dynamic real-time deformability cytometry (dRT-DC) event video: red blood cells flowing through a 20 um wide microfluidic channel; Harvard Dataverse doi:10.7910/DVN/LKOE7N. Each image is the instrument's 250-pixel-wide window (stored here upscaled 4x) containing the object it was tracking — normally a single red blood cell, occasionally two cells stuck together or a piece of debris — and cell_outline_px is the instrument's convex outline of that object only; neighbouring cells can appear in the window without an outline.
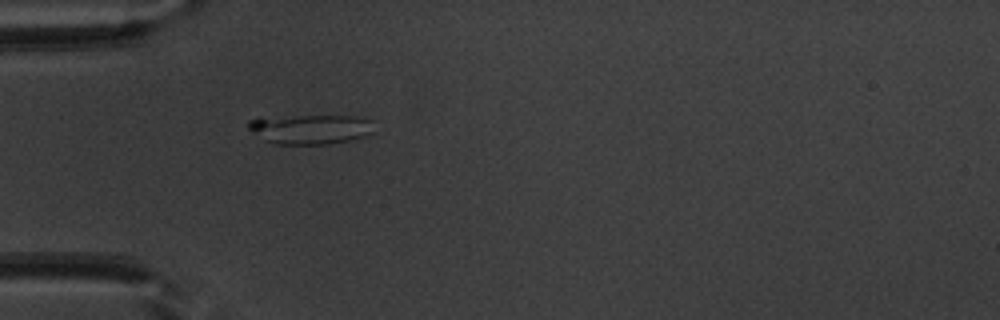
{"species": "common noctule bat (a hibernating species)", "species_latin": "Nyctalus noctula", "temperature_condition": "warm", "stored_images_in_passage": 4, "camera_frame_rate_fps": 3000, "um_per_image_px": 0.085, "animal": {"sex": "male", "body_mass_g": 20.1, "forearm_length_mm": 53.5}, "frame": {"image": 1, "passage_image": 1, "time_ms": 0.0, "image_size_px": [1000, 320], "cell_outline_px": [[372, 132], [364, 136], [348, 140], [328, 144], [276, 144], [264, 140], [252, 132], [248, 128], [248, 120], [260, 116], [356, 116], [372, 120]], "centroid_in_image_um": [26.31, 10.96], "position_along_channel_um": 58.7, "area_um2": 21.85}}